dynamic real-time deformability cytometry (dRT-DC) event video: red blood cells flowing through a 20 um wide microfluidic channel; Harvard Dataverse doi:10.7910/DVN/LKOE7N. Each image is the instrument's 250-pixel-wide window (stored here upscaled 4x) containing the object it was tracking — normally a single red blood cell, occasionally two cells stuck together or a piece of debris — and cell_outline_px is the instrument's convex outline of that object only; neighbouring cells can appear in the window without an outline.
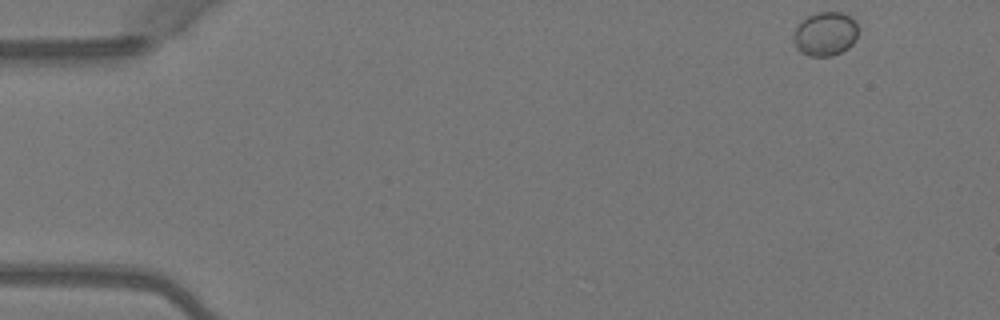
{"species": "Egyptian fruit bat (a non-hibernating species)", "species_latin": "Rousettus aegyptiacus", "temperature_condition": "warm", "stored_images_in_passage": 4, "camera_frame_rate_fps": 3000, "um_per_image_px": 0.085, "animal": {"sex": "female"}, "frame": {"image": 1, "passage_image": 1, "time_ms": 0.0, "image_size_px": [1000, 320], "cell_outline_px": [[856, 40], [848, 48], [832, 56], [808, 56], [800, 52], [796, 48], [792, 40], [792, 36], [796, 28], [808, 16], [816, 12], [840, 12], [852, 16], [856, 20]], "centroid_in_image_um": [70.14, 2.89], "position_along_channel_um": 14.9, "area_um2": 16.65}}
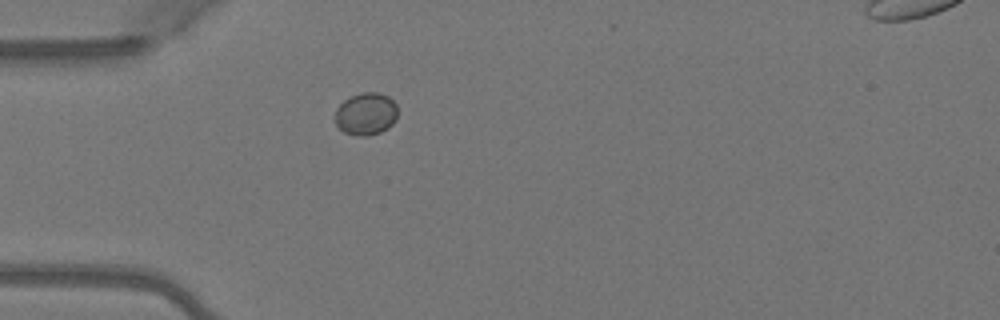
{"frame": {"image": 2, "passage_image": 4, "time_ms": 1.0, "image_size_px": [1000, 320], "cell_outline_px": [[396, 120], [388, 128], [380, 132], [368, 136], [356, 136], [344, 132], [336, 124], [332, 116], [336, 108], [344, 100], [360, 92], [380, 92], [388, 96], [396, 104]], "centroid_in_image_um": [31.07, 9.68], "position_along_channel_um": 53.9, "area_um2": 15.72}}